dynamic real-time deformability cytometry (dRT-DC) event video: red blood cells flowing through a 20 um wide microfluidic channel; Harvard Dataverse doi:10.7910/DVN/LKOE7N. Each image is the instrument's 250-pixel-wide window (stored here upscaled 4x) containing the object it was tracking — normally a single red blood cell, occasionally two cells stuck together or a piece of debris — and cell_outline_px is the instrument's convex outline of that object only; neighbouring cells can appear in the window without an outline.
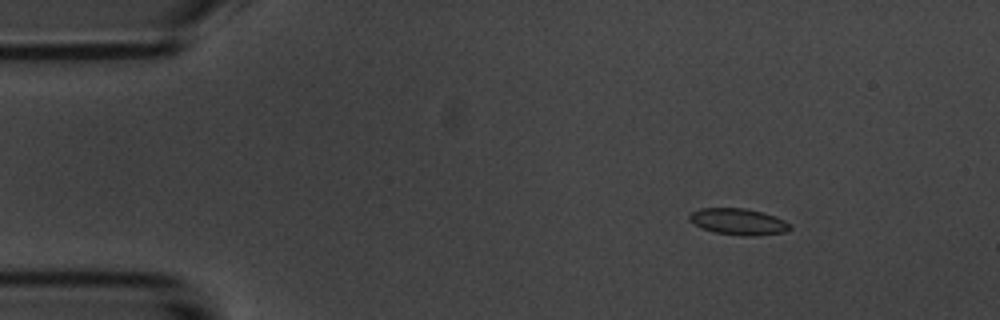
{"species": "common noctule bat (a hibernating species)", "species_latin": "Nyctalus noctula", "temperature_condition": "room temperature", "stored_images_in_passage": 4, "camera_frame_rate_fps": 3000, "um_per_image_px": 0.085, "animal": {"sex": "male", "body_mass_g": 20.1, "forearm_length_mm": 53.5}, "frame": {"image": 1, "passage_image": 1, "time_ms": 0.0, "image_size_px": [1000, 320], "cell_outline_px": [[792, 228], [784, 232], [752, 236], [744, 236], [716, 232], [704, 228], [688, 220], [688, 216], [692, 212], [700, 208], [744, 208], [776, 216], [792, 224]], "centroid_in_image_um": [62.79, 18.83], "position_along_channel_um": 22.2, "area_um2": 15.32}}